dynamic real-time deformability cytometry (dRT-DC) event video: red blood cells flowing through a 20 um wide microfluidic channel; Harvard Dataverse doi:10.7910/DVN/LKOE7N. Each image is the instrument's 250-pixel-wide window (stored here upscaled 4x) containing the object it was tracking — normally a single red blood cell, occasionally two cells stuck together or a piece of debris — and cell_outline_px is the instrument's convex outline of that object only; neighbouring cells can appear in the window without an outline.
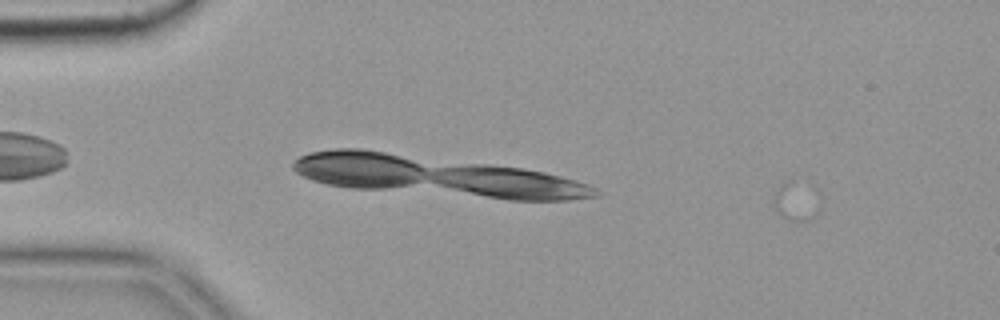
{"species": "common noctule bat (a hibernating species)", "species_latin": "Nyctalus noctula", "temperature_condition": "cold", "stored_images_in_passage": 17, "camera_frame_rate_fps": 3000, "um_per_image_px": 0.085, "animal": {"sex": "female", "body_mass_g": 19.9}, "frame": {"image": 1, "passage_image": 3, "time_ms": 0.667, "image_size_px": [1000, 320], "cell_outline_px": [[824, 196], [820, 208], [808, 220], [788, 220], [780, 216], [776, 208], [776, 192], [788, 180], [792, 180], [816, 188]], "centroid_in_image_um": [67.82, 17.08], "position_along_channel_um": 17.2, "area_um2": 10.58}}